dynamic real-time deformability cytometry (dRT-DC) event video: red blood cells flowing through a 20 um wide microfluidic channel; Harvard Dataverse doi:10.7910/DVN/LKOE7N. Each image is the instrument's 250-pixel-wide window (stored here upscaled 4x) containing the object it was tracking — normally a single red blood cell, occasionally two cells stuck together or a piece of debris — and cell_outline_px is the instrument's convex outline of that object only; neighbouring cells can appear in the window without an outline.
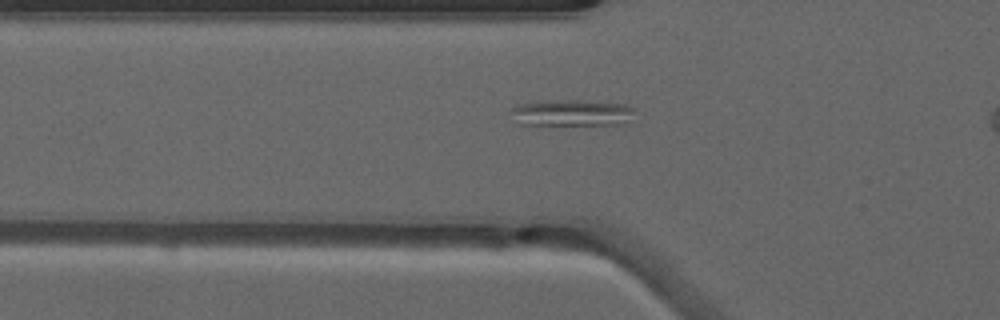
{"species": "common noctule bat (a hibernating species)", "species_latin": "Nyctalus noctula", "temperature_condition": "warm", "stored_images_in_passage": 35, "camera_frame_rate_fps": 3000, "um_per_image_px": 0.085, "animal": {"sex": "male", "forearm_length_mm": 52.5}, "frame": {"image": 1, "passage_image": 7, "time_ms": 2.0, "image_size_px": [1000, 320], "cell_outline_px": [[636, 108], [628, 124], [516, 124], [512, 108], [516, 104], [560, 100], [580, 100], [624, 104]], "centroid_in_image_um": [48.67, 9.59], "position_along_channel_um": 77.1, "area_um2": 18.84}}
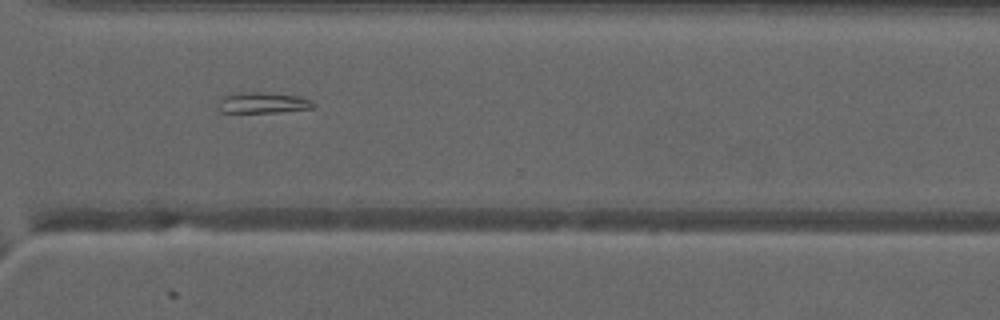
{"frame": {"image": 2, "passage_image": 27, "time_ms": 8.667, "image_size_px": [1000, 320], "cell_outline_px": [[316, 108], [276, 112], [220, 112], [220, 96], [228, 92], [260, 92], [300, 96], [312, 100], [316, 104]], "centroid_in_image_um": [22.35, 8.71], "position_along_channel_um": 348.2, "area_um2": 11.79}}
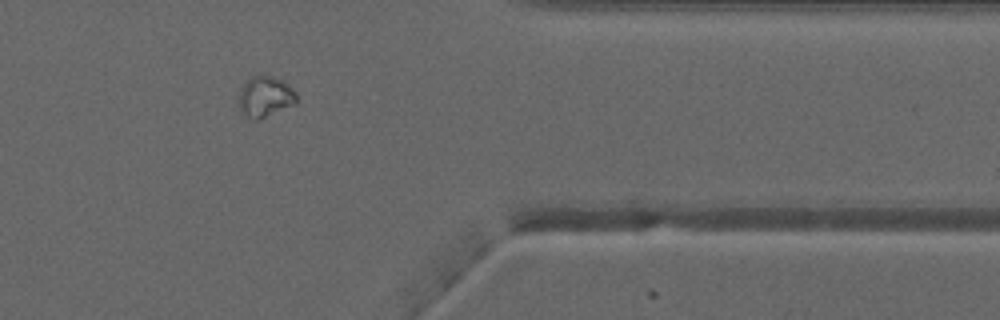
{"frame": {"image": 3, "passage_image": 31, "time_ms": 10.0, "image_size_px": [1000, 320], "cell_outline_px": [[296, 104], [256, 120], [252, 120], [244, 116], [240, 112], [240, 92], [244, 84], [252, 76], [260, 72], [272, 76], [280, 80], [292, 88], [296, 92]], "centroid_in_image_um": [22.53, 8.2], "position_along_channel_um": 388.9, "area_um2": 13.7}}